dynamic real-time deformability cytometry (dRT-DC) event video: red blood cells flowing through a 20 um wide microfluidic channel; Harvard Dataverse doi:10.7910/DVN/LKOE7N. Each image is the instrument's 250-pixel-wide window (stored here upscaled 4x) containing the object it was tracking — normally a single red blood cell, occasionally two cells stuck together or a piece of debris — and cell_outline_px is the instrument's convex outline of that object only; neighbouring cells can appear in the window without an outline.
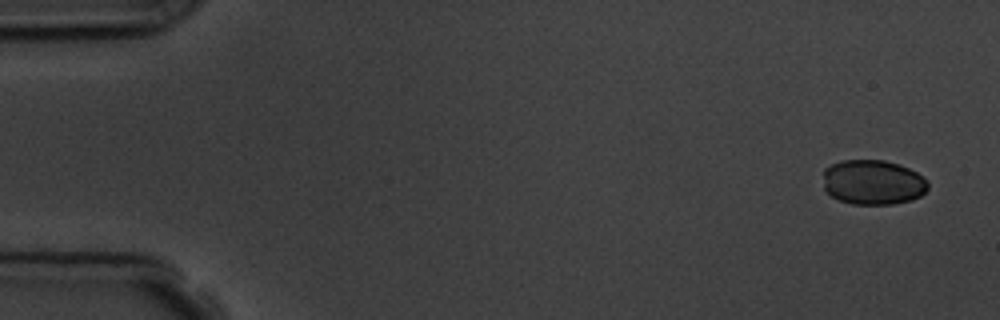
{"species": "common noctule bat (a hibernating species)", "species_latin": "Nyctalus noctula", "temperature_condition": "room temperature", "stored_images_in_passage": 5, "camera_frame_rate_fps": 3000, "um_per_image_px": 0.085, "animal": {"sex": "male", "body_mass_g": 19.5, "forearm_length_mm": 54.6}, "frame": {"image": 1, "passage_image": 1, "time_ms": 0.0, "image_size_px": [1000, 320], "cell_outline_px": [[928, 188], [920, 196], [912, 200], [892, 204], [852, 204], [840, 200], [832, 196], [824, 188], [824, 168], [840, 160], [884, 160], [900, 164], [924, 176], [928, 180]], "centroid_in_image_um": [74.22, 15.48], "position_along_channel_um": 10.8, "area_um2": 27.57}}
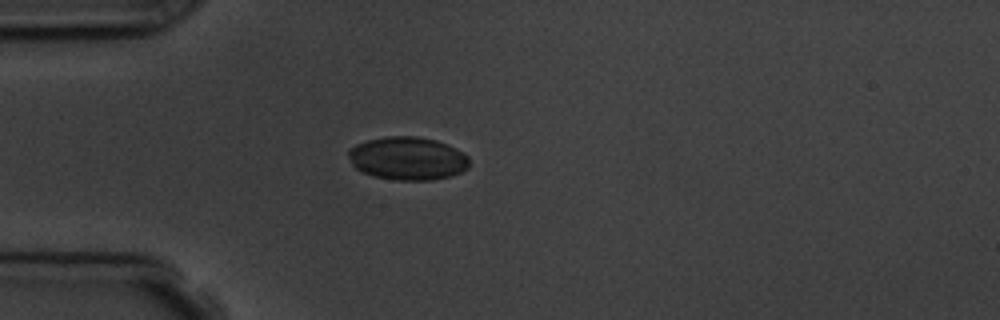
{"frame": {"image": 2, "passage_image": 5, "time_ms": 4.333, "image_size_px": [1000, 320], "cell_outline_px": [[468, 168], [452, 176], [432, 180], [396, 180], [372, 176], [356, 168], [352, 164], [348, 156], [348, 148], [356, 144], [368, 140], [384, 136], [416, 136], [436, 140], [456, 148], [464, 152], [468, 156]], "centroid_in_image_um": [34.64, 13.46], "position_along_channel_um": 50.4, "area_um2": 30.58}}